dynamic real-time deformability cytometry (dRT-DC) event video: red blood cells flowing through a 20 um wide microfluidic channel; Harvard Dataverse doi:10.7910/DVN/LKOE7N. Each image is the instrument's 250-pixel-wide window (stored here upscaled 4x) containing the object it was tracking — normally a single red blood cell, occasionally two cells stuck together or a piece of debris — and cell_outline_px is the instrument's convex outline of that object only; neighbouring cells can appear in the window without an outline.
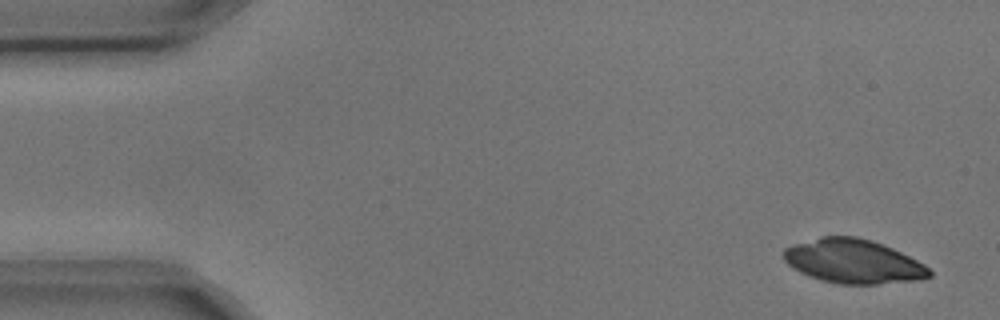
{"species": "common noctule bat (a hibernating species)", "species_latin": "Nyctalus noctula", "temperature_condition": "cold", "stored_images_in_passage": 15, "camera_frame_rate_fps": 3000, "um_per_image_px": 0.085, "animal": {"sex": "male", "body_mass_g": 17.9, "forearm_length_mm": 54.2}, "frame": {"image": 1, "passage_image": 1, "time_ms": 0.0, "image_size_px": [1000, 320], "cell_outline_px": [[932, 276], [920, 280], [876, 284], [840, 284], [820, 280], [808, 276], [792, 268], [784, 260], [784, 248], [820, 236], [856, 236], [872, 240], [892, 248], [924, 264], [932, 272]], "centroid_in_image_um": [72.53, 22.22], "position_along_channel_um": 12.5, "area_um2": 37.4}}